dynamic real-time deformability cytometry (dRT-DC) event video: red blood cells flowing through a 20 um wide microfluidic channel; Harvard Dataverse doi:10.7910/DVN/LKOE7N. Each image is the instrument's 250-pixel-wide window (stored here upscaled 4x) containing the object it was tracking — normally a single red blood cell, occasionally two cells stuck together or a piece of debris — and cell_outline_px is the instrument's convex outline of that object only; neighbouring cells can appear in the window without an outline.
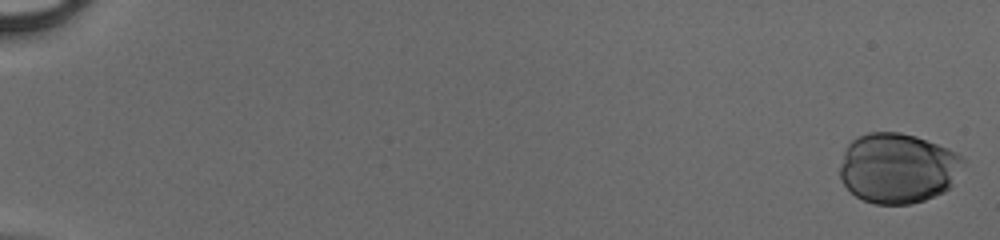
{"species": "human", "species_latin": "Homo sapiens", "temperature_condition": "cold", "stored_images_in_passage": 50, "camera_frame_rate_fps": 3000, "um_per_image_px": 0.085, "donor": {"sex": "male"}, "frame": {"image": 1, "passage_image": 1, "time_ms": 0.0, "image_size_px": [1000, 240], "cell_outline_px": [[964, 164], [948, 188], [944, 192], [924, 200], [908, 204], [876, 204], [864, 200], [856, 196], [844, 184], [840, 176], [840, 164], [844, 152], [848, 144], [852, 140], [868, 132], [900, 132], [916, 136], [948, 148], [956, 152], [964, 160]], "centroid_in_image_um": [76.3, 14.28], "position_along_channel_um": 8.7, "area_um2": 50.11}}
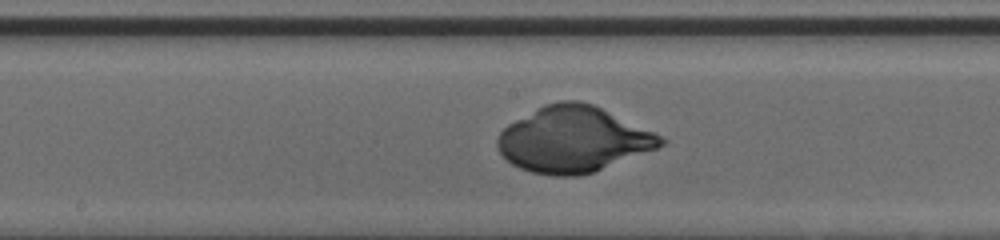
{"frame": {"image": 2, "passage_image": 29, "time_ms": 9.333, "image_size_px": [1000, 240], "cell_outline_px": [[668, 140], [664, 144], [656, 148], [592, 172], [576, 176], [552, 176], [532, 172], [520, 168], [512, 164], [496, 148], [496, 140], [500, 132], [508, 124], [544, 104], [560, 100], [580, 100], [592, 104], [652, 132]], "centroid_in_image_um": [48.67, 11.85], "position_along_channel_um": 199.5, "area_um2": 61.73}}
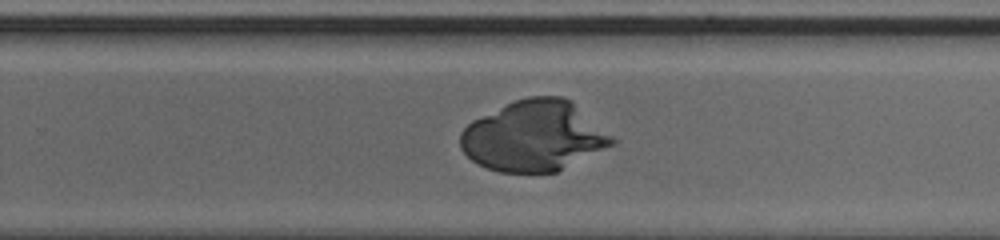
{"frame": {"image": 3, "passage_image": 35, "time_ms": 11.333, "image_size_px": [1000, 240], "cell_outline_px": [[616, 144], [556, 172], [500, 172], [488, 168], [472, 160], [460, 148], [460, 132], [472, 120], [516, 100], [528, 96], [564, 96], [572, 100], [612, 136], [616, 140]], "centroid_in_image_um": [45.4, 11.56], "position_along_channel_um": 284.4, "area_um2": 62.02}}